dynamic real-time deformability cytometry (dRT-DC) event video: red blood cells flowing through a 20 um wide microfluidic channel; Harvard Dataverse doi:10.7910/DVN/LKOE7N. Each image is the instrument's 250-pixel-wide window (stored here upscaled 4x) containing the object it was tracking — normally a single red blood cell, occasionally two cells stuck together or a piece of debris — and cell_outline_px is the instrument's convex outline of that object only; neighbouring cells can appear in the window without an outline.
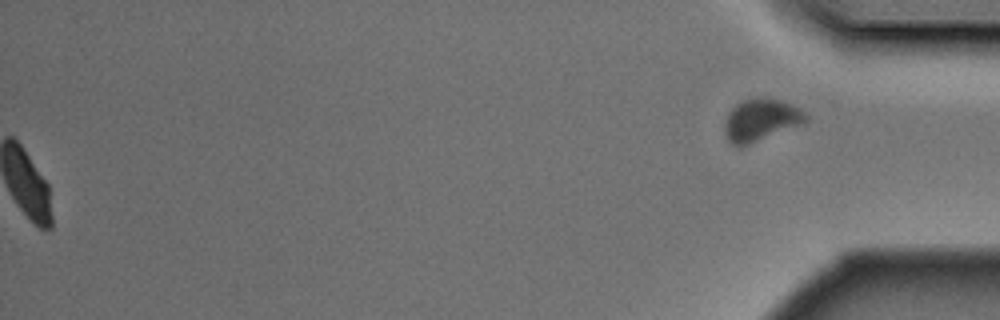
{"species": "Egyptian fruit bat (a non-hibernating species)", "species_latin": "Rousettus aegyptiacus", "temperature_condition": "cold", "stored_images_in_passage": 49, "segment_of_instrument_passage": [2, 2], "camera_frame_rate_fps": 3000, "um_per_image_px": 0.085, "animal": {"sex": "male"}, "frame": {"image": 1, "passage_image": 49, "time_ms": 16.0, "image_size_px": [1000, 320], "cell_outline_px": [[808, 120], [800, 124], [740, 148], [732, 144], [728, 140], [724, 132], [724, 124], [732, 108], [736, 104], [744, 100], [780, 100], [792, 104], [804, 112], [808, 116]], "centroid_in_image_um": [64.65, 10.24], "position_along_channel_um": 370.6, "area_um2": 19.31}}